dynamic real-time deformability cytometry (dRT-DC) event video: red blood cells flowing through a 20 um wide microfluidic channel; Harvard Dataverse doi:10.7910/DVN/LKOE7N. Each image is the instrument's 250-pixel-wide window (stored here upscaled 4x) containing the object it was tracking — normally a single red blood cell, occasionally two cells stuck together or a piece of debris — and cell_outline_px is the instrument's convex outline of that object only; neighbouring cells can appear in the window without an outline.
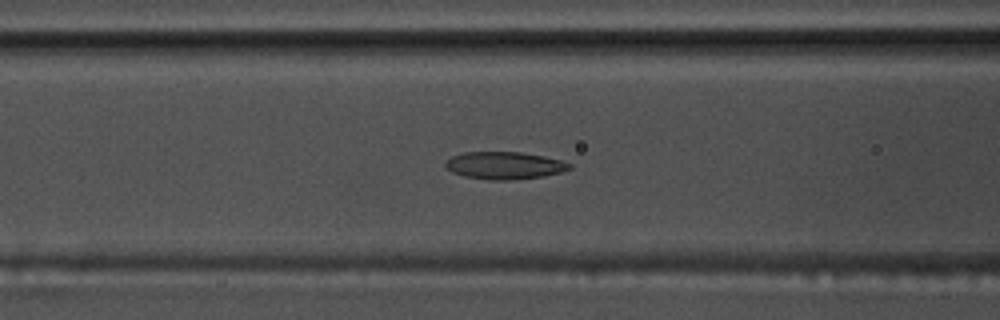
{"species": "common noctule bat (a hibernating species)", "species_latin": "Nyctalus noctula", "temperature_condition": "warm", "stored_images_in_passage": 58, "camera_frame_rate_fps": 3000, "um_per_image_px": 0.085, "animal": {"sex": "male", "body_mass_g": 17.5, "forearm_length_mm": 52.3}, "frame": {"image": 1, "passage_image": 24, "time_ms": 7.667, "image_size_px": [1000, 320], "cell_outline_px": [[572, 168], [560, 172], [544, 176], [508, 180], [488, 180], [464, 176], [452, 172], [444, 164], [452, 156], [464, 152], [520, 152], [544, 156], [560, 160], [572, 164]], "centroid_in_image_um": [42.89, 14.06], "position_along_channel_um": 123.7, "area_um2": 19.71}}
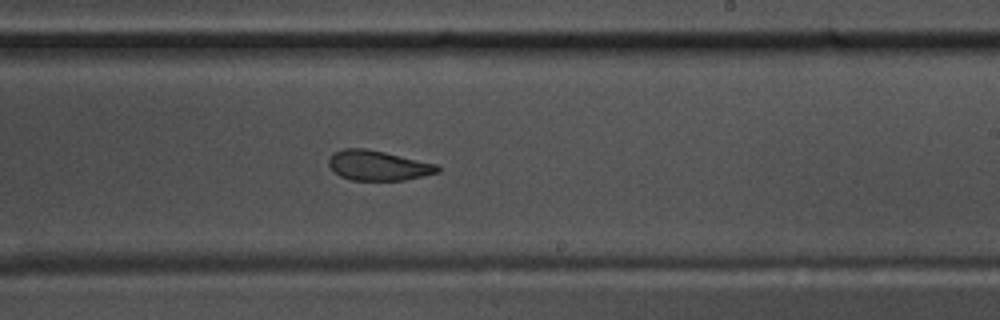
{"frame": {"image": 2, "passage_image": 35, "time_ms": 11.333, "image_size_px": [1000, 320], "cell_outline_px": [[440, 172], [404, 180], [352, 180], [340, 176], [328, 164], [328, 160], [332, 152], [344, 148], [364, 148], [384, 152], [436, 164], [440, 168]], "centroid_in_image_um": [32.11, 14.06], "position_along_channel_um": 256.9, "area_um2": 18.84}}
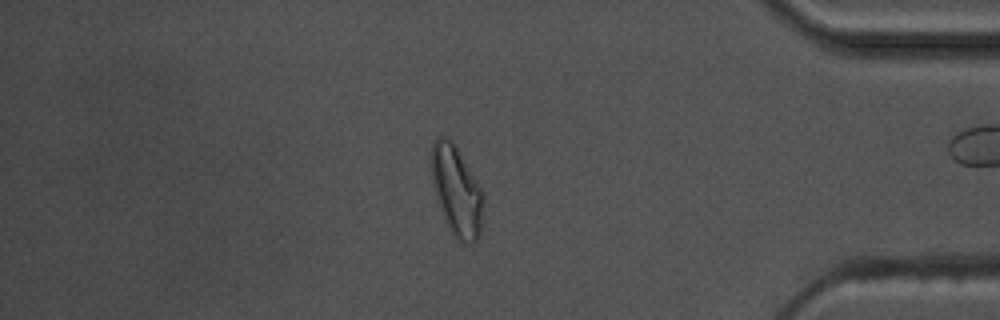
{"frame": {"image": 3, "passage_image": 49, "time_ms": 16.0, "image_size_px": [1000, 320], "cell_outline_px": [[484, 196], [480, 236], [472, 244], [460, 240], [448, 228], [444, 220], [436, 200], [432, 180], [432, 144], [436, 136], [448, 136], [452, 140], [484, 192]], "centroid_in_image_um": [38.81, 16.22], "position_along_channel_um": 396.4, "area_um2": 27.28}, "authors_computed_cell_mechanics": {"area_um2": 20.8658, "velocity_mm_per_s": 3.6449, "shape_relaxation_time_tau1_ms": null, "shape_relaxation_time_tau2_ms": 2.6201, "deformation_change_tau1": null, "deformation_change_tau2": 0.0968}}